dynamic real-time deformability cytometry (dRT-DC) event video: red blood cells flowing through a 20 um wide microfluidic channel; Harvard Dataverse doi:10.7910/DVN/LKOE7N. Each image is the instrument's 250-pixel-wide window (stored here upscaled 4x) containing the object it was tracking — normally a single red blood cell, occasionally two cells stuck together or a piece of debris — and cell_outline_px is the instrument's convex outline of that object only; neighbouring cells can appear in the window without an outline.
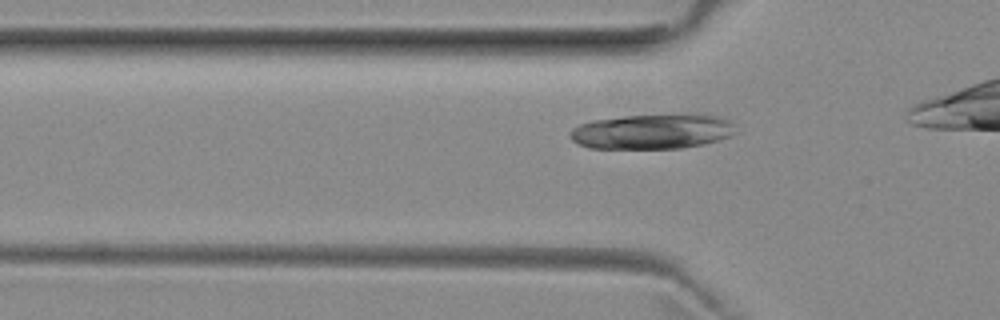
{"species": "common noctule bat (a hibernating species)", "species_latin": "Nyctalus noctula", "temperature_condition": "room temperature", "stored_images_in_passage": 21, "camera_frame_rate_fps": 3000, "um_per_image_px": 0.085, "animal": {"sex": "female", "body_mass_g": 29.2, "forearm_length_mm": 56.3}, "frame": {"image": 1, "passage_image": 5, "time_ms": 1.333, "image_size_px": [1000, 320], "cell_outline_px": [[732, 132], [728, 136], [704, 144], [680, 148], [588, 148], [572, 140], [568, 136], [568, 132], [572, 128], [580, 124], [592, 120], [624, 116], [696, 112], [700, 112], [720, 116], [728, 120], [732, 124]], "centroid_in_image_um": [55.42, 11.14], "position_along_channel_um": 70.4, "area_um2": 34.22}}
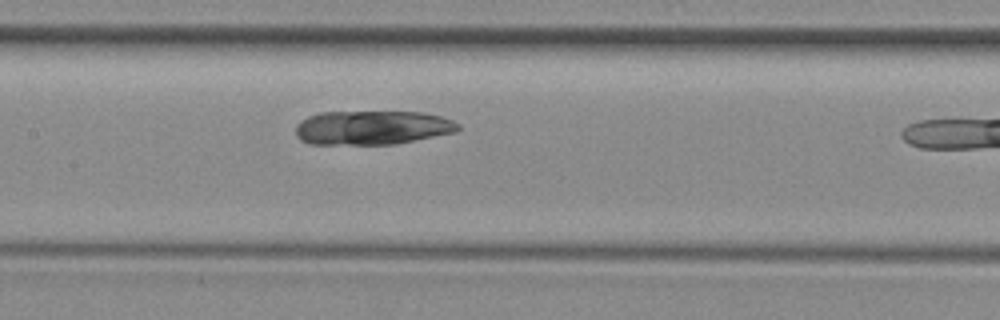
{"frame": {"image": 2, "passage_image": 13, "time_ms": 4.0, "image_size_px": [1000, 320], "cell_outline_px": [[460, 128], [456, 132], [396, 144], [308, 144], [300, 140], [296, 136], [296, 124], [300, 120], [308, 116], [320, 112], [420, 112], [440, 116], [452, 120], [460, 124]], "centroid_in_image_um": [31.61, 10.85], "position_along_channel_um": 175.8, "area_um2": 32.43}}
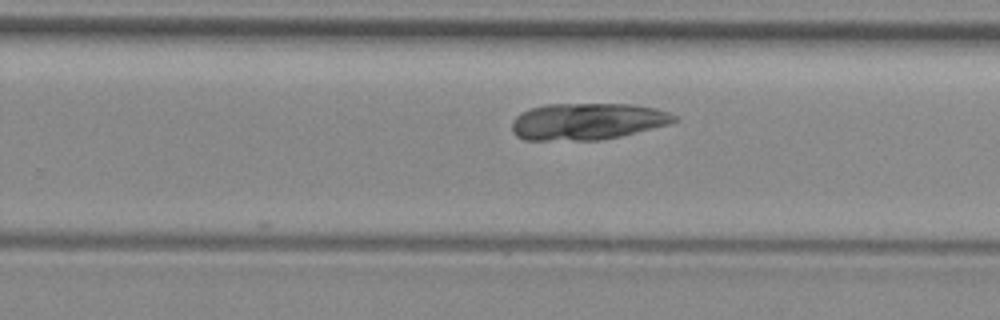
{"frame": {"image": 3, "passage_image": 21, "time_ms": 6.667, "image_size_px": [1000, 320], "cell_outline_px": [[676, 120], [668, 124], [620, 136], [600, 140], [524, 140], [516, 136], [512, 132], [512, 120], [520, 112], [528, 108], [544, 104], [632, 104], [652, 108], [668, 112], [676, 116]], "centroid_in_image_um": [49.83, 10.32], "position_along_channel_um": 280.0, "area_um2": 34.74}}